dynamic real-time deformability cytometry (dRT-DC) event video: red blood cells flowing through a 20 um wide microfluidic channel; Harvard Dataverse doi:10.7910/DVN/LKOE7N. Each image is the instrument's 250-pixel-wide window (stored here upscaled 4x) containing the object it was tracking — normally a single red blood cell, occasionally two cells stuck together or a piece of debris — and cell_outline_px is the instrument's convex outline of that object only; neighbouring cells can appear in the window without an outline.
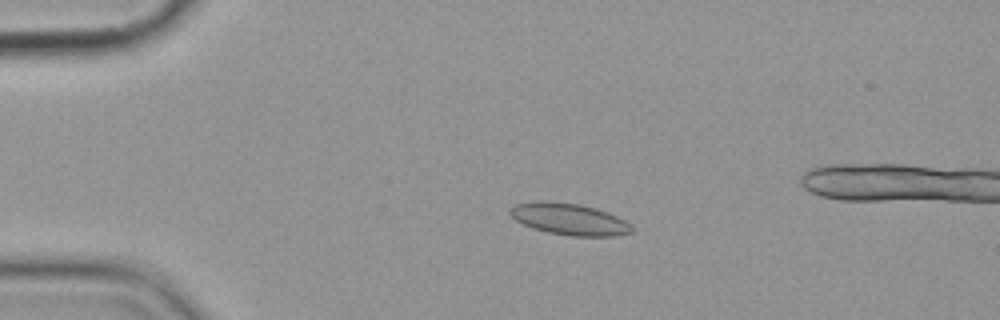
{"species": "common noctule bat (a hibernating species)", "species_latin": "Nyctalus noctula", "temperature_condition": "cold", "stored_images_in_passage": 6, "camera_frame_rate_fps": 3000, "um_per_image_px": 0.085, "animal": {"sex": "female", "body_mass_g": 19.9}, "frame": {"image": 1, "passage_image": 4, "time_ms": 3.333, "image_size_px": [1000, 320], "cell_outline_px": [[632, 232], [612, 236], [572, 236], [548, 232], [532, 228], [516, 220], [508, 212], [508, 208], [516, 204], [536, 200], [548, 200], [580, 204], [596, 208], [616, 216], [632, 224]], "centroid_in_image_um": [48.35, 18.61], "position_along_channel_um": 36.7, "area_um2": 22.54}}